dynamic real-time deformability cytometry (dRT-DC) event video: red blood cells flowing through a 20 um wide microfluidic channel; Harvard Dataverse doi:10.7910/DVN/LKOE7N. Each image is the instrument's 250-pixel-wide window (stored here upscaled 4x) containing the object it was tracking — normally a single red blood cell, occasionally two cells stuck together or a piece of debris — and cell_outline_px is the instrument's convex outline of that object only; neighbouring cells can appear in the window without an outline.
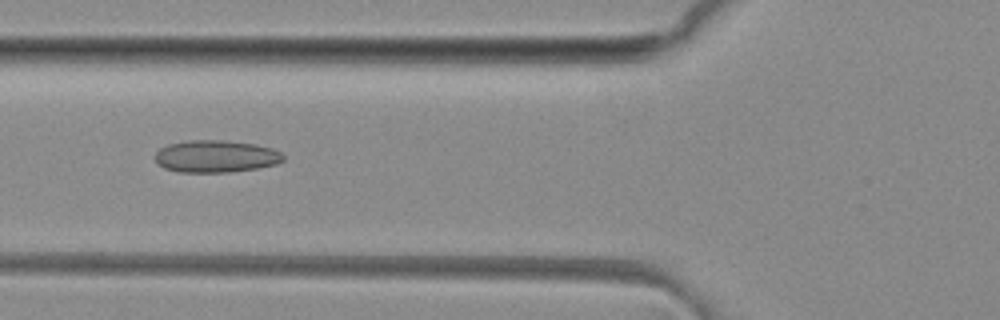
{"species": "common noctule bat (a hibernating species)", "species_latin": "Nyctalus noctula", "temperature_condition": "room temperature", "stored_images_in_passage": 41, "camera_frame_rate_fps": 3000, "um_per_image_px": 0.085, "animal": {"sex": "female", "body_mass_g": 29.2, "forearm_length_mm": 56.3}, "frame": {"image": 1, "passage_image": 10, "time_ms": 3.0, "image_size_px": [1000, 320], "cell_outline_px": [[284, 160], [276, 164], [256, 168], [228, 172], [176, 172], [164, 168], [156, 160], [156, 152], [160, 148], [168, 144], [188, 140], [220, 140], [252, 144], [272, 148], [280, 152], [284, 156]], "centroid_in_image_um": [18.33, 13.29], "position_along_channel_um": 107.5, "area_um2": 23.87}}
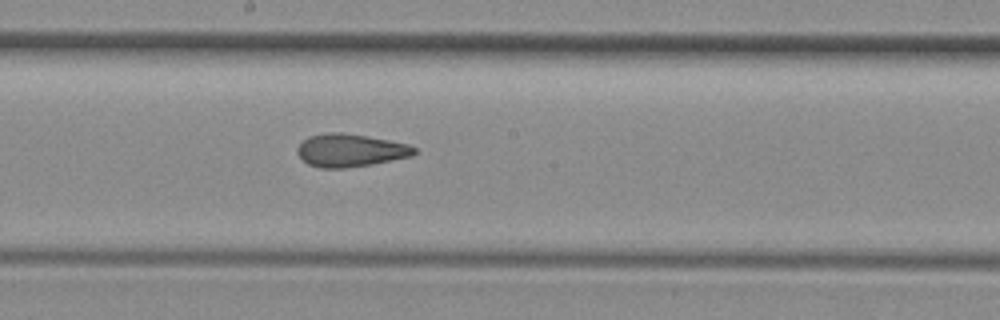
{"frame": {"image": 2, "passage_image": 18, "time_ms": 5.667, "image_size_px": [1000, 320], "cell_outline_px": [[416, 152], [412, 156], [372, 164], [344, 168], [320, 168], [308, 164], [296, 152], [296, 148], [308, 136], [328, 132], [340, 132], [388, 140], [408, 144], [416, 148]], "centroid_in_image_um": [29.76, 12.78], "position_along_channel_um": 218.4, "area_um2": 22.25}}
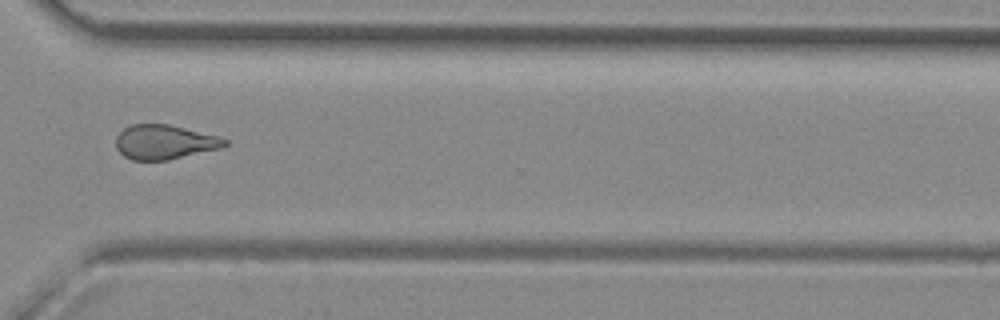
{"frame": {"image": 3, "passage_image": 28, "time_ms": 9.0, "image_size_px": [1000, 320], "cell_outline_px": [[228, 144], [224, 148], [168, 160], [132, 160], [124, 156], [116, 148], [116, 136], [124, 128], [132, 124], [168, 124], [220, 136], [228, 140]], "centroid_in_image_um": [14.02, 12.08], "position_along_channel_um": 356.6, "area_um2": 22.08}, "authors_computed_cell_mechanics": {"area_um2": 22.3108, "velocity_mm_per_s": 4.1556, "shape_relaxation_time_tau1_ms": 8.6251, "shape_relaxation_time_tau2_ms": 1.9751, "deformation_change_tau1": 0.173, "deformation_change_tau2": 0.1025}}